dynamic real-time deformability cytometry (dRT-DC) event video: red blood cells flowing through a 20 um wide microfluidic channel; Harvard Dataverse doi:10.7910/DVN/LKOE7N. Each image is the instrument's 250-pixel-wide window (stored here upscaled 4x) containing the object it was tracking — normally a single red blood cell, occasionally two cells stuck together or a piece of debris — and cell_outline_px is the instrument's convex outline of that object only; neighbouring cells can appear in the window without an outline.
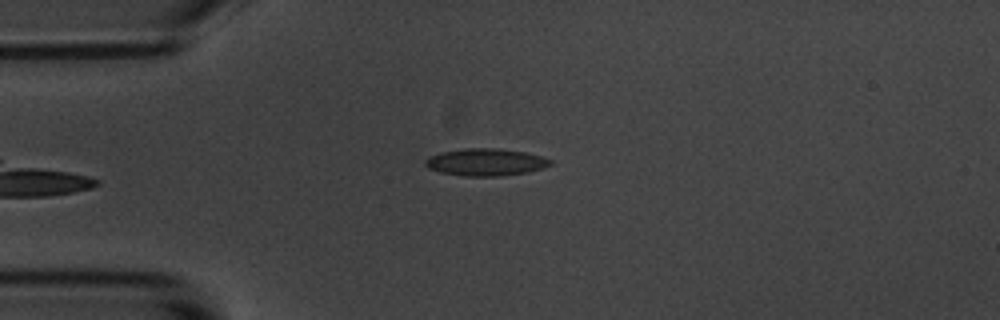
{"species": "common noctule bat (a hibernating species)", "species_latin": "Nyctalus noctula", "temperature_condition": "room temperature", "stored_images_in_passage": 5, "camera_frame_rate_fps": 3000, "um_per_image_px": 0.085, "animal": {"sex": "male", "body_mass_g": 20.1, "forearm_length_mm": 53.5}, "frame": {"image": 1, "passage_image": 5, "time_ms": 4.667, "image_size_px": [1000, 320], "cell_outline_px": [[552, 164], [544, 168], [528, 172], [500, 176], [464, 176], [440, 172], [428, 168], [424, 164], [424, 160], [428, 156], [444, 152], [464, 148], [496, 148], [524, 152], [540, 156], [552, 160]], "centroid_in_image_um": [41.27, 13.79], "position_along_channel_um": 43.7, "area_um2": 19.83}}